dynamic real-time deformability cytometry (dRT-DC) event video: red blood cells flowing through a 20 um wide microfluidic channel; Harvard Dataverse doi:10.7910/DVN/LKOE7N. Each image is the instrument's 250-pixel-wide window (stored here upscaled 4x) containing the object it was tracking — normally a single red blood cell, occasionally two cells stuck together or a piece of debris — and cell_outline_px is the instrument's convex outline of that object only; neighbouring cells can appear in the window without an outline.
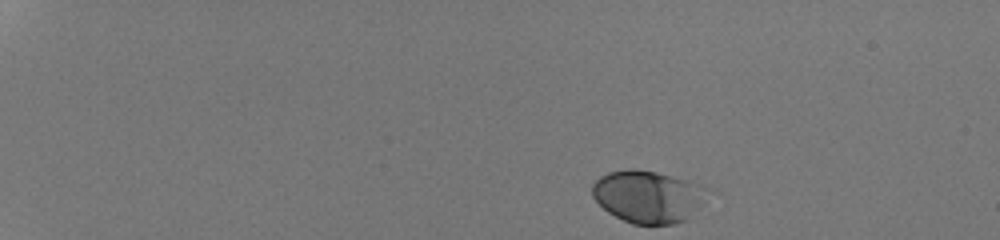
{"species": "human", "species_latin": "Homo sapiens", "temperature_condition": "room temperature", "stored_images_in_passage": 39, "camera_frame_rate_fps": 3000, "um_per_image_px": 0.085, "donor": {"sex": "male"}, "frame": {"image": 1, "passage_image": 1, "time_ms": 0.0, "image_size_px": [1000, 240], "cell_outline_px": [[712, 192], [688, 220], [672, 224], [632, 224], [608, 212], [592, 196], [592, 184], [600, 176], [608, 172], [632, 168], [656, 172], [700, 184], [708, 188]], "centroid_in_image_um": [55.12, 16.71], "position_along_channel_um": 29.9, "area_um2": 35.26}}
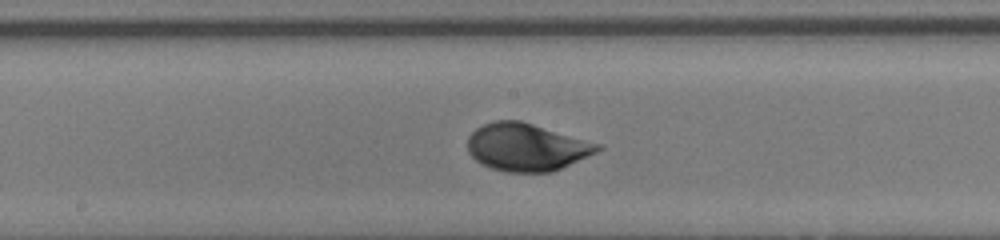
{"frame": {"image": 2, "passage_image": 23, "time_ms": 7.333, "image_size_px": [1000, 240], "cell_outline_px": [[604, 148], [596, 152], [552, 172], [508, 172], [492, 168], [480, 164], [468, 152], [468, 136], [476, 128], [492, 120], [520, 120], [604, 144]], "centroid_in_image_um": [44.77, 12.49], "position_along_channel_um": 203.4, "area_um2": 36.24}}
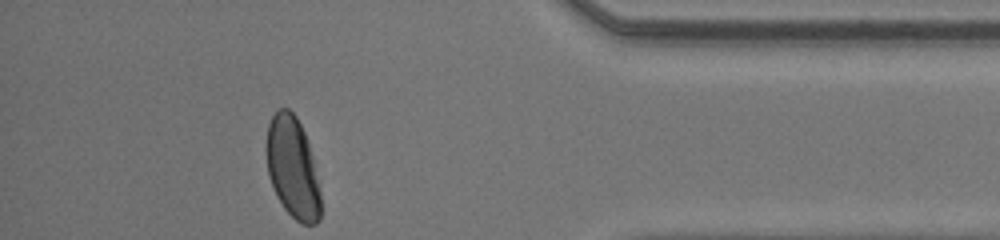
{"frame": {"image": 3, "passage_image": 39, "time_ms": 12.667, "image_size_px": [1000, 240], "cell_outline_px": [[320, 220], [316, 224], [300, 224], [284, 208], [276, 196], [268, 176], [264, 148], [264, 144], [268, 124], [272, 116], [280, 108], [288, 108], [296, 116], [308, 140], [312, 156], [320, 192]], "centroid_in_image_um": [24.84, 14.24], "position_along_channel_um": 410.4, "area_um2": 32.43}, "authors_computed_cell_mechanics": {"area_um2": 34.7956, "velocity_mm_per_s": 4.2826, "shape_relaxation_time_tau1_ms": 2.3739, "shape_relaxation_time_tau2_ms": null, "deformation_change_tau1": 0.1239, "deformation_change_tau2": null}}